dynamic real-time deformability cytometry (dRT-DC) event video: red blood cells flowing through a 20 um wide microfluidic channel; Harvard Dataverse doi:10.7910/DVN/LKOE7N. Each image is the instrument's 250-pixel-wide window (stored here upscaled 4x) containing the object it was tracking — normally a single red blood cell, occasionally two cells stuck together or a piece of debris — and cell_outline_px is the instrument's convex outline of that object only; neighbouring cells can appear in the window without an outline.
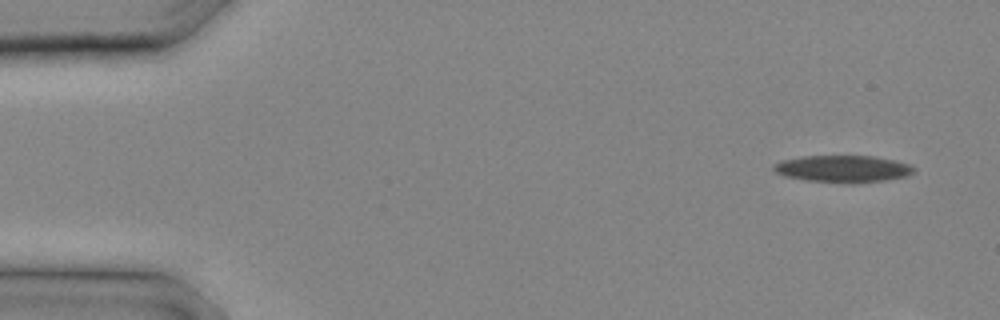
{"species": "common noctule bat (a hibernating species)", "species_latin": "Nyctalus noctula", "temperature_condition": "cold", "stored_images_in_passage": 5, "camera_frame_rate_fps": 3000, "um_per_image_px": 0.085, "animal": {"sex": "male", "body_mass_g": 20.4}, "frame": {"image": 1, "passage_image": 1, "time_ms": 0.0, "image_size_px": [1000, 320], "cell_outline_px": [[904, 168], [900, 172], [884, 176], [856, 180], [840, 180], [808, 176], [788, 172], [780, 168], [784, 164], [804, 160], [868, 160], [892, 164]], "centroid_in_image_um": [71.56, 14.37], "position_along_channel_um": 13.4, "area_um2": 13.29}}